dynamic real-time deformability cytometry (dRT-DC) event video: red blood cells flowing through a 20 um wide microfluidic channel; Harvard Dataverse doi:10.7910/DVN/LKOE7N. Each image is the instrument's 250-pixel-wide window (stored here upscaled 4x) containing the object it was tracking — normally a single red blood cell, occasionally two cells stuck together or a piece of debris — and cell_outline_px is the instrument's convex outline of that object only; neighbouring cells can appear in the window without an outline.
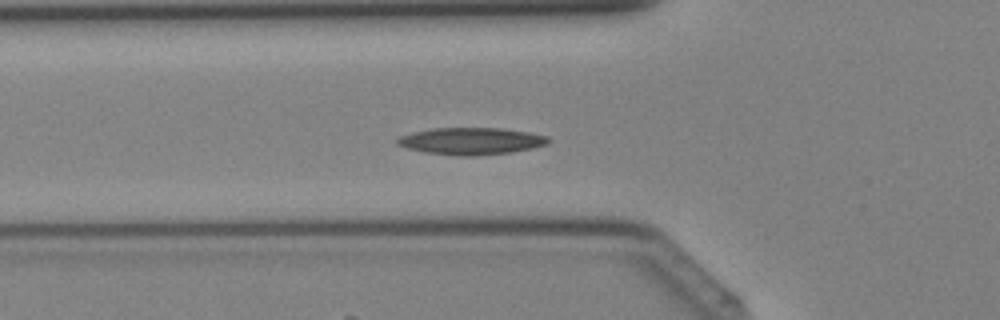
{"species": "Egyptian fruit bat (a non-hibernating species)", "species_latin": "Rousettus aegyptiacus", "temperature_condition": "cold", "stored_images_in_passage": 30, "camera_frame_rate_fps": 3000, "um_per_image_px": 0.085, "animal": {"sex": "female"}, "frame": {"image": 1, "passage_image": 4, "time_ms": 1.0, "image_size_px": [1000, 320], "cell_outline_px": [[552, 140], [548, 144], [532, 148], [512, 152], [476, 156], [460, 156], [424, 152], [408, 148], [396, 144], [396, 140], [400, 136], [412, 132], [432, 128], [500, 128], [528, 132], [548, 136]], "centroid_in_image_um": [40.06, 11.99], "position_along_channel_um": 85.7, "area_um2": 23.87}}
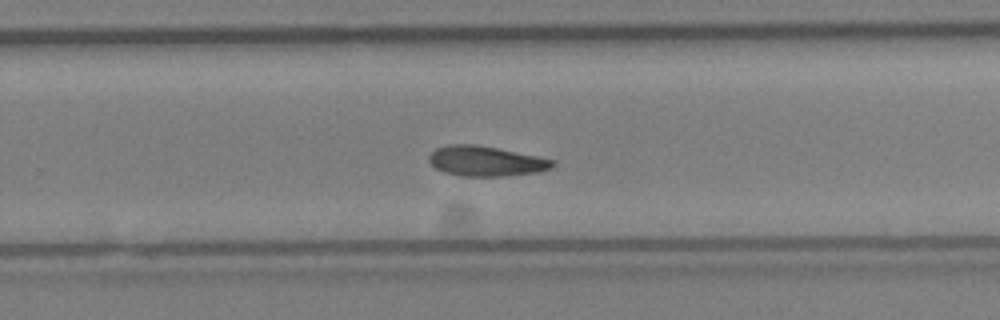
{"frame": {"image": 2, "passage_image": 16, "time_ms": 5.0, "image_size_px": [1000, 320], "cell_outline_px": [[556, 164], [552, 168], [540, 172], [508, 176], [460, 176], [444, 172], [436, 168], [428, 160], [428, 156], [436, 148], [448, 144], [476, 144], [556, 160]], "centroid_in_image_um": [41.32, 13.7], "position_along_channel_um": 288.5, "area_um2": 21.79}}
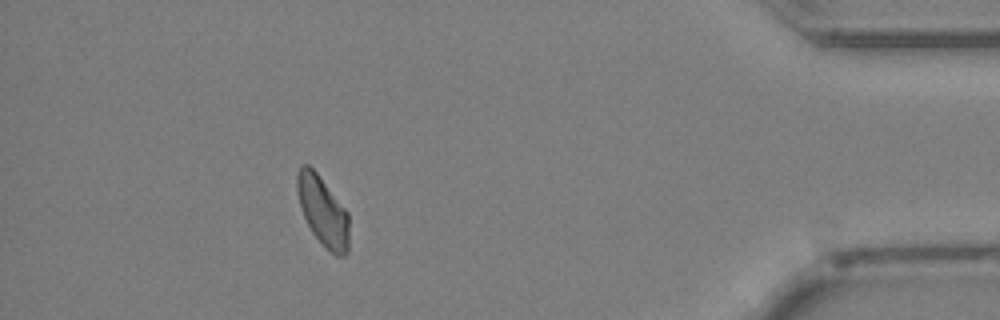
{"frame": {"image": 3, "passage_image": 26, "time_ms": 8.333, "image_size_px": [1000, 320], "cell_outline_px": [[348, 252], [344, 256], [336, 256], [312, 232], [304, 216], [300, 204], [296, 188], [296, 172], [304, 164], [308, 164], [316, 172], [348, 212]], "centroid_in_image_um": [27.43, 17.92], "position_along_channel_um": 407.8, "area_um2": 20.58}}